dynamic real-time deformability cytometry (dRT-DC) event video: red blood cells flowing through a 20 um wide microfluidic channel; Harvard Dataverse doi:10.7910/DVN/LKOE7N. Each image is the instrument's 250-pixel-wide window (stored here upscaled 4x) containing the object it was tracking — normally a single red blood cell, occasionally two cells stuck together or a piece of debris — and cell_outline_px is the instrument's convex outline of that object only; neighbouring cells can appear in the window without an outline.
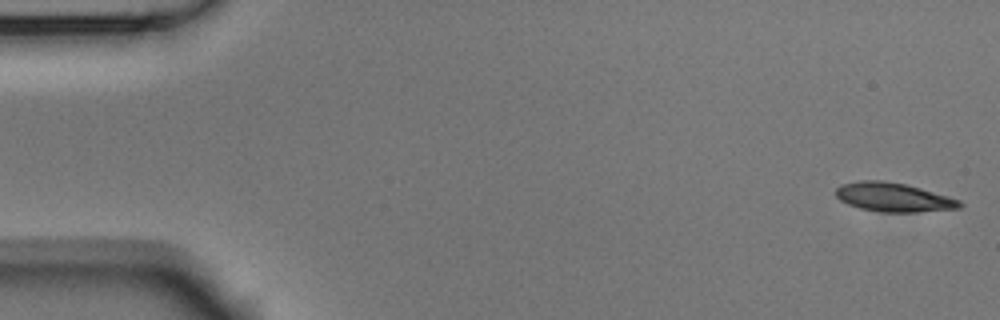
{"species": "Egyptian fruit bat (a non-hibernating species)", "species_latin": "Rousettus aegyptiacus", "temperature_condition": "room temperature", "stored_images_in_passage": 54, "camera_frame_rate_fps": 3000, "um_per_image_px": 0.085, "animal": {"sex": "male"}, "frame": {"image": 1, "passage_image": 1, "time_ms": 0.0, "image_size_px": [1000, 320], "cell_outline_px": [[964, 204], [960, 208], [916, 212], [884, 212], [860, 208], [848, 204], [840, 200], [836, 196], [836, 188], [844, 184], [860, 180], [880, 180], [904, 184], [920, 188], [948, 196], [960, 200]], "centroid_in_image_um": [75.96, 16.77], "position_along_channel_um": 9.0, "area_um2": 20.69}}
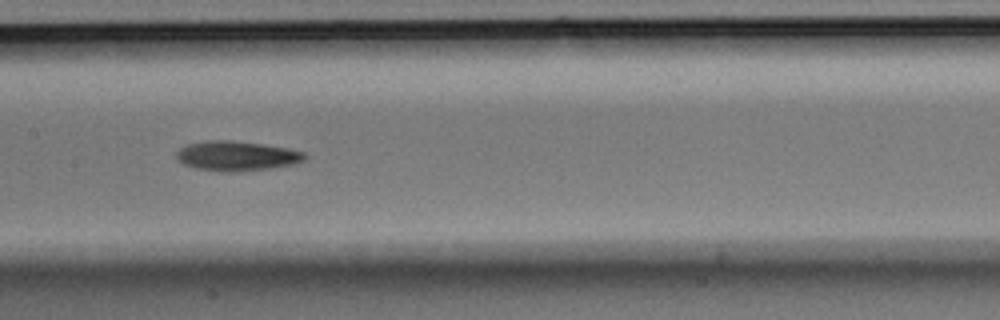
{"frame": {"image": 2, "passage_image": 26, "time_ms": 8.333, "image_size_px": [1000, 320], "cell_outline_px": [[308, 156], [304, 160], [292, 164], [268, 168], [240, 172], [220, 172], [196, 168], [184, 164], [176, 160], [176, 152], [180, 148], [188, 144], [208, 140], [232, 140], [288, 148], [304, 152]], "centroid_in_image_um": [20.09, 13.26], "position_along_channel_um": 187.3, "area_um2": 22.25}}
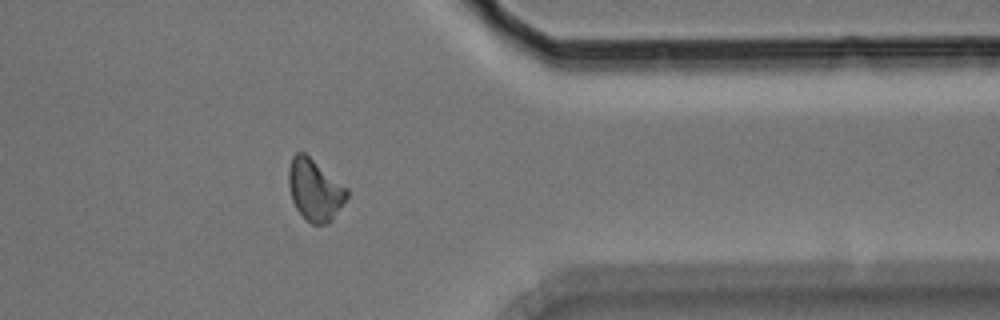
{"frame": {"image": 3, "passage_image": 43, "time_ms": 14.0, "image_size_px": [1000, 320], "cell_outline_px": [[348, 196], [332, 220], [328, 224], [312, 224], [296, 208], [292, 200], [288, 184], [288, 168], [292, 156], [296, 152], [304, 152], [348, 188]], "centroid_in_image_um": [26.75, 16.13], "position_along_channel_um": 384.6, "area_um2": 20.81}, "authors_computed_cell_mechanics": {"area_um2": 20.8369, "velocity_mm_per_s": 3.7157, "shape_relaxation_time_tau1_ms": 4.4169, "shape_relaxation_time_tau2_ms": null, "deformation_change_tau1": 0.1417, "deformation_change_tau2": null}}